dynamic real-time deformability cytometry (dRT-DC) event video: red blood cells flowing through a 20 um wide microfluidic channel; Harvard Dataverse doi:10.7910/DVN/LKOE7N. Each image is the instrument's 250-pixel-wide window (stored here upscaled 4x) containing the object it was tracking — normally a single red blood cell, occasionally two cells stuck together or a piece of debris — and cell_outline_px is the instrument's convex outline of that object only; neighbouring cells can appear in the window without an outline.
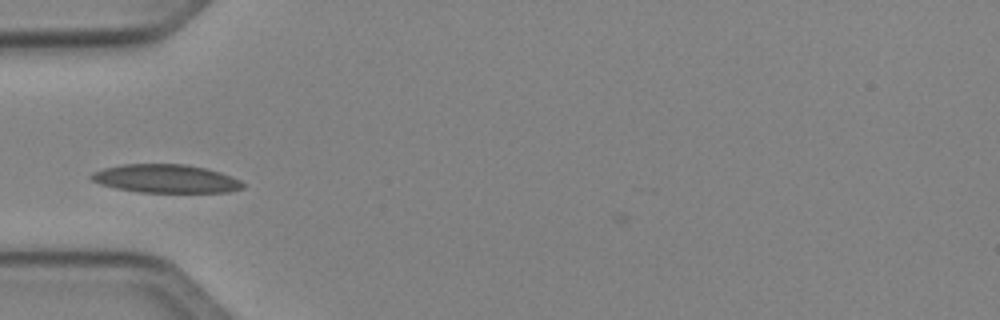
{"species": "Egyptian fruit bat (a non-hibernating species)", "species_latin": "Rousettus aegyptiacus", "temperature_condition": "cold", "stored_images_in_passage": 2, "camera_frame_rate_fps": 3000, "um_per_image_px": 0.085, "animal": {"sex": "female"}, "frame": {"image": 1, "passage_image": 2, "time_ms": 1.0, "image_size_px": [1000, 320], "cell_outline_px": [[244, 188], [228, 192], [140, 192], [116, 188], [100, 184], [92, 180], [88, 176], [92, 172], [104, 168], [120, 164], [188, 164], [208, 168], [232, 176], [240, 180], [244, 184]], "centroid_in_image_um": [14.1, 15.18], "position_along_channel_um": 70.9, "area_um2": 25.26}}